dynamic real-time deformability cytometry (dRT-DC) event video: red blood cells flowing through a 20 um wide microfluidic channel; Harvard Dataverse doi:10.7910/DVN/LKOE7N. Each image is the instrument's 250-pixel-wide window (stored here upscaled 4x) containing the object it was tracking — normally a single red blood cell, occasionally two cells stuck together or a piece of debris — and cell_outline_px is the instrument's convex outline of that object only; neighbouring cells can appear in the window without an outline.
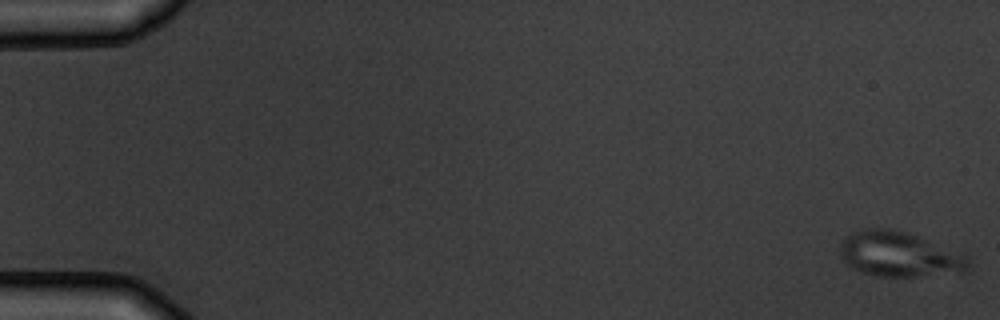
{"species": "common noctule bat (a hibernating species)", "species_latin": "Nyctalus noctula", "temperature_condition": "warm", "stored_images_in_passage": 7, "camera_frame_rate_fps": 3000, "um_per_image_px": 0.085, "animal": {"sex": "male", "body_mass_g": 19.5, "forearm_length_mm": 54.6}, "frame": {"image": 1, "passage_image": 1, "time_ms": 0.0, "image_size_px": [1000, 320], "cell_outline_px": [[972, 268], [964, 272], [912, 276], [872, 276], [860, 272], [852, 268], [840, 256], [840, 244], [852, 232], [860, 228], [888, 228], [904, 232], [916, 236], [960, 252], [968, 256], [972, 264]], "centroid_in_image_um": [76.45, 21.62], "position_along_channel_um": 8.6, "area_um2": 33.7}}